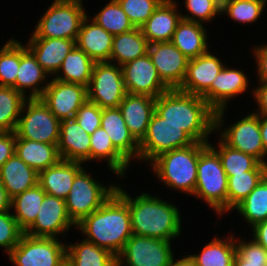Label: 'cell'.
<instances>
[{
    "instance_id": "cell-3",
    "label": "cell",
    "mask_w": 267,
    "mask_h": 266,
    "mask_svg": "<svg viewBox=\"0 0 267 266\" xmlns=\"http://www.w3.org/2000/svg\"><path fill=\"white\" fill-rule=\"evenodd\" d=\"M115 191L128 204L134 235L171 241L181 234V216L175 205L144 192L132 199L118 186Z\"/></svg>"
},
{
    "instance_id": "cell-42",
    "label": "cell",
    "mask_w": 267,
    "mask_h": 266,
    "mask_svg": "<svg viewBox=\"0 0 267 266\" xmlns=\"http://www.w3.org/2000/svg\"><path fill=\"white\" fill-rule=\"evenodd\" d=\"M267 0H221V14L226 13L234 21L252 23L263 12Z\"/></svg>"
},
{
    "instance_id": "cell-19",
    "label": "cell",
    "mask_w": 267,
    "mask_h": 266,
    "mask_svg": "<svg viewBox=\"0 0 267 266\" xmlns=\"http://www.w3.org/2000/svg\"><path fill=\"white\" fill-rule=\"evenodd\" d=\"M224 66L220 59L210 52L189 59L185 79L178 90L202 96Z\"/></svg>"
},
{
    "instance_id": "cell-15",
    "label": "cell",
    "mask_w": 267,
    "mask_h": 266,
    "mask_svg": "<svg viewBox=\"0 0 267 266\" xmlns=\"http://www.w3.org/2000/svg\"><path fill=\"white\" fill-rule=\"evenodd\" d=\"M41 99L60 121L73 119L80 107L88 100L87 87L53 78L47 83Z\"/></svg>"
},
{
    "instance_id": "cell-14",
    "label": "cell",
    "mask_w": 267,
    "mask_h": 266,
    "mask_svg": "<svg viewBox=\"0 0 267 266\" xmlns=\"http://www.w3.org/2000/svg\"><path fill=\"white\" fill-rule=\"evenodd\" d=\"M247 79L241 70L224 66L212 81L211 87L201 96L215 111L216 130L223 126V114L230 98L247 90Z\"/></svg>"
},
{
    "instance_id": "cell-16",
    "label": "cell",
    "mask_w": 267,
    "mask_h": 266,
    "mask_svg": "<svg viewBox=\"0 0 267 266\" xmlns=\"http://www.w3.org/2000/svg\"><path fill=\"white\" fill-rule=\"evenodd\" d=\"M148 55L162 81L170 89H178L185 79L189 59L171 41L149 44Z\"/></svg>"
},
{
    "instance_id": "cell-18",
    "label": "cell",
    "mask_w": 267,
    "mask_h": 266,
    "mask_svg": "<svg viewBox=\"0 0 267 266\" xmlns=\"http://www.w3.org/2000/svg\"><path fill=\"white\" fill-rule=\"evenodd\" d=\"M75 225L69 218L65 200L45 195L34 223L24 232L34 237L56 238Z\"/></svg>"
},
{
    "instance_id": "cell-53",
    "label": "cell",
    "mask_w": 267,
    "mask_h": 266,
    "mask_svg": "<svg viewBox=\"0 0 267 266\" xmlns=\"http://www.w3.org/2000/svg\"><path fill=\"white\" fill-rule=\"evenodd\" d=\"M11 210V198L0 181V212Z\"/></svg>"
},
{
    "instance_id": "cell-36",
    "label": "cell",
    "mask_w": 267,
    "mask_h": 266,
    "mask_svg": "<svg viewBox=\"0 0 267 266\" xmlns=\"http://www.w3.org/2000/svg\"><path fill=\"white\" fill-rule=\"evenodd\" d=\"M236 255L234 237L222 240L214 238L203 248L200 255H190L197 266H233Z\"/></svg>"
},
{
    "instance_id": "cell-43",
    "label": "cell",
    "mask_w": 267,
    "mask_h": 266,
    "mask_svg": "<svg viewBox=\"0 0 267 266\" xmlns=\"http://www.w3.org/2000/svg\"><path fill=\"white\" fill-rule=\"evenodd\" d=\"M20 66V42L7 41L0 49V86L12 87Z\"/></svg>"
},
{
    "instance_id": "cell-55",
    "label": "cell",
    "mask_w": 267,
    "mask_h": 266,
    "mask_svg": "<svg viewBox=\"0 0 267 266\" xmlns=\"http://www.w3.org/2000/svg\"><path fill=\"white\" fill-rule=\"evenodd\" d=\"M170 266H197L194 259L188 255L187 257L185 256L184 258L177 260L174 262V258L172 257Z\"/></svg>"
},
{
    "instance_id": "cell-28",
    "label": "cell",
    "mask_w": 267,
    "mask_h": 266,
    "mask_svg": "<svg viewBox=\"0 0 267 266\" xmlns=\"http://www.w3.org/2000/svg\"><path fill=\"white\" fill-rule=\"evenodd\" d=\"M39 174L16 154L0 167V181L10 198L36 186Z\"/></svg>"
},
{
    "instance_id": "cell-30",
    "label": "cell",
    "mask_w": 267,
    "mask_h": 266,
    "mask_svg": "<svg viewBox=\"0 0 267 266\" xmlns=\"http://www.w3.org/2000/svg\"><path fill=\"white\" fill-rule=\"evenodd\" d=\"M206 32L202 23L182 19L171 42L188 58L193 59L208 52Z\"/></svg>"
},
{
    "instance_id": "cell-12",
    "label": "cell",
    "mask_w": 267,
    "mask_h": 266,
    "mask_svg": "<svg viewBox=\"0 0 267 266\" xmlns=\"http://www.w3.org/2000/svg\"><path fill=\"white\" fill-rule=\"evenodd\" d=\"M171 241L132 235L117 258V266H170ZM125 260V261H124Z\"/></svg>"
},
{
    "instance_id": "cell-47",
    "label": "cell",
    "mask_w": 267,
    "mask_h": 266,
    "mask_svg": "<svg viewBox=\"0 0 267 266\" xmlns=\"http://www.w3.org/2000/svg\"><path fill=\"white\" fill-rule=\"evenodd\" d=\"M236 245V255L246 264L267 266V250L255 240L240 241Z\"/></svg>"
},
{
    "instance_id": "cell-54",
    "label": "cell",
    "mask_w": 267,
    "mask_h": 266,
    "mask_svg": "<svg viewBox=\"0 0 267 266\" xmlns=\"http://www.w3.org/2000/svg\"><path fill=\"white\" fill-rule=\"evenodd\" d=\"M260 134L264 146V151L267 154V115L260 114Z\"/></svg>"
},
{
    "instance_id": "cell-51",
    "label": "cell",
    "mask_w": 267,
    "mask_h": 266,
    "mask_svg": "<svg viewBox=\"0 0 267 266\" xmlns=\"http://www.w3.org/2000/svg\"><path fill=\"white\" fill-rule=\"evenodd\" d=\"M261 85L258 86L254 91V97L258 102L259 109L255 111L256 114L267 115V83L260 82ZM259 111V112H258Z\"/></svg>"
},
{
    "instance_id": "cell-13",
    "label": "cell",
    "mask_w": 267,
    "mask_h": 266,
    "mask_svg": "<svg viewBox=\"0 0 267 266\" xmlns=\"http://www.w3.org/2000/svg\"><path fill=\"white\" fill-rule=\"evenodd\" d=\"M126 93L157 98L170 88L162 81L148 53L121 66Z\"/></svg>"
},
{
    "instance_id": "cell-35",
    "label": "cell",
    "mask_w": 267,
    "mask_h": 266,
    "mask_svg": "<svg viewBox=\"0 0 267 266\" xmlns=\"http://www.w3.org/2000/svg\"><path fill=\"white\" fill-rule=\"evenodd\" d=\"M108 166L117 175L123 176L128 162L115 148L107 132L99 127L90 135V160L105 159Z\"/></svg>"
},
{
    "instance_id": "cell-8",
    "label": "cell",
    "mask_w": 267,
    "mask_h": 266,
    "mask_svg": "<svg viewBox=\"0 0 267 266\" xmlns=\"http://www.w3.org/2000/svg\"><path fill=\"white\" fill-rule=\"evenodd\" d=\"M27 100V103L25 101L23 104L15 129L16 137L41 143L58 144L60 120L55 117L41 98H28ZM24 110L26 111L25 115L22 114Z\"/></svg>"
},
{
    "instance_id": "cell-22",
    "label": "cell",
    "mask_w": 267,
    "mask_h": 266,
    "mask_svg": "<svg viewBox=\"0 0 267 266\" xmlns=\"http://www.w3.org/2000/svg\"><path fill=\"white\" fill-rule=\"evenodd\" d=\"M111 139L114 148L129 162L139 160V142L128 129L119 107L102 109L101 126Z\"/></svg>"
},
{
    "instance_id": "cell-7",
    "label": "cell",
    "mask_w": 267,
    "mask_h": 266,
    "mask_svg": "<svg viewBox=\"0 0 267 266\" xmlns=\"http://www.w3.org/2000/svg\"><path fill=\"white\" fill-rule=\"evenodd\" d=\"M116 185L102 186L86 173L84 168L74 178L71 190L65 199L69 218L79 224L97 210L116 190Z\"/></svg>"
},
{
    "instance_id": "cell-1",
    "label": "cell",
    "mask_w": 267,
    "mask_h": 266,
    "mask_svg": "<svg viewBox=\"0 0 267 266\" xmlns=\"http://www.w3.org/2000/svg\"><path fill=\"white\" fill-rule=\"evenodd\" d=\"M155 112L194 142L208 143V135L215 130V111L198 95L170 89L155 99Z\"/></svg>"
},
{
    "instance_id": "cell-38",
    "label": "cell",
    "mask_w": 267,
    "mask_h": 266,
    "mask_svg": "<svg viewBox=\"0 0 267 266\" xmlns=\"http://www.w3.org/2000/svg\"><path fill=\"white\" fill-rule=\"evenodd\" d=\"M234 209L243 215L251 227L267 220V174Z\"/></svg>"
},
{
    "instance_id": "cell-6",
    "label": "cell",
    "mask_w": 267,
    "mask_h": 266,
    "mask_svg": "<svg viewBox=\"0 0 267 266\" xmlns=\"http://www.w3.org/2000/svg\"><path fill=\"white\" fill-rule=\"evenodd\" d=\"M82 0H54L43 14L31 38L76 40L83 19L87 16Z\"/></svg>"
},
{
    "instance_id": "cell-23",
    "label": "cell",
    "mask_w": 267,
    "mask_h": 266,
    "mask_svg": "<svg viewBox=\"0 0 267 266\" xmlns=\"http://www.w3.org/2000/svg\"><path fill=\"white\" fill-rule=\"evenodd\" d=\"M155 99L147 95L126 93L119 105L128 129L138 142L146 134L151 116L155 111Z\"/></svg>"
},
{
    "instance_id": "cell-21",
    "label": "cell",
    "mask_w": 267,
    "mask_h": 266,
    "mask_svg": "<svg viewBox=\"0 0 267 266\" xmlns=\"http://www.w3.org/2000/svg\"><path fill=\"white\" fill-rule=\"evenodd\" d=\"M177 3L163 0L147 21L140 27L149 44L172 40L182 14L177 13Z\"/></svg>"
},
{
    "instance_id": "cell-10",
    "label": "cell",
    "mask_w": 267,
    "mask_h": 266,
    "mask_svg": "<svg viewBox=\"0 0 267 266\" xmlns=\"http://www.w3.org/2000/svg\"><path fill=\"white\" fill-rule=\"evenodd\" d=\"M194 141L180 127L167 123L155 111L147 131L139 142V160L153 161L159 155L192 145Z\"/></svg>"
},
{
    "instance_id": "cell-27",
    "label": "cell",
    "mask_w": 267,
    "mask_h": 266,
    "mask_svg": "<svg viewBox=\"0 0 267 266\" xmlns=\"http://www.w3.org/2000/svg\"><path fill=\"white\" fill-rule=\"evenodd\" d=\"M46 75L48 74L37 62L33 53L27 48V46L25 47L20 44V66L16 75V82L12 87L25 97L27 96L25 94V89L30 88L31 93L27 98H41L47 84H45L46 86L42 88L38 85H40V82L43 83L42 81L45 80Z\"/></svg>"
},
{
    "instance_id": "cell-26",
    "label": "cell",
    "mask_w": 267,
    "mask_h": 266,
    "mask_svg": "<svg viewBox=\"0 0 267 266\" xmlns=\"http://www.w3.org/2000/svg\"><path fill=\"white\" fill-rule=\"evenodd\" d=\"M80 162L60 159L55 165L39 173L38 184L47 195L66 199L74 178L83 169Z\"/></svg>"
},
{
    "instance_id": "cell-40",
    "label": "cell",
    "mask_w": 267,
    "mask_h": 266,
    "mask_svg": "<svg viewBox=\"0 0 267 266\" xmlns=\"http://www.w3.org/2000/svg\"><path fill=\"white\" fill-rule=\"evenodd\" d=\"M25 101L13 87L0 86V132L15 131Z\"/></svg>"
},
{
    "instance_id": "cell-33",
    "label": "cell",
    "mask_w": 267,
    "mask_h": 266,
    "mask_svg": "<svg viewBox=\"0 0 267 266\" xmlns=\"http://www.w3.org/2000/svg\"><path fill=\"white\" fill-rule=\"evenodd\" d=\"M95 62L81 49L75 46L65 57L54 79L62 82L88 86ZM61 75V76H60Z\"/></svg>"
},
{
    "instance_id": "cell-46",
    "label": "cell",
    "mask_w": 267,
    "mask_h": 266,
    "mask_svg": "<svg viewBox=\"0 0 267 266\" xmlns=\"http://www.w3.org/2000/svg\"><path fill=\"white\" fill-rule=\"evenodd\" d=\"M8 212H0V246L5 248L7 254L16 247L24 234L13 214Z\"/></svg>"
},
{
    "instance_id": "cell-34",
    "label": "cell",
    "mask_w": 267,
    "mask_h": 266,
    "mask_svg": "<svg viewBox=\"0 0 267 266\" xmlns=\"http://www.w3.org/2000/svg\"><path fill=\"white\" fill-rule=\"evenodd\" d=\"M46 193L39 184L11 198L13 217L20 229L25 232L35 221Z\"/></svg>"
},
{
    "instance_id": "cell-11",
    "label": "cell",
    "mask_w": 267,
    "mask_h": 266,
    "mask_svg": "<svg viewBox=\"0 0 267 266\" xmlns=\"http://www.w3.org/2000/svg\"><path fill=\"white\" fill-rule=\"evenodd\" d=\"M126 95L122 68L112 62L94 64L87 86L88 101L102 109L119 107Z\"/></svg>"
},
{
    "instance_id": "cell-39",
    "label": "cell",
    "mask_w": 267,
    "mask_h": 266,
    "mask_svg": "<svg viewBox=\"0 0 267 266\" xmlns=\"http://www.w3.org/2000/svg\"><path fill=\"white\" fill-rule=\"evenodd\" d=\"M266 174L267 170H251L228 177L227 212L244 200Z\"/></svg>"
},
{
    "instance_id": "cell-49",
    "label": "cell",
    "mask_w": 267,
    "mask_h": 266,
    "mask_svg": "<svg viewBox=\"0 0 267 266\" xmlns=\"http://www.w3.org/2000/svg\"><path fill=\"white\" fill-rule=\"evenodd\" d=\"M15 145V131L0 132V167L15 154Z\"/></svg>"
},
{
    "instance_id": "cell-32",
    "label": "cell",
    "mask_w": 267,
    "mask_h": 266,
    "mask_svg": "<svg viewBox=\"0 0 267 266\" xmlns=\"http://www.w3.org/2000/svg\"><path fill=\"white\" fill-rule=\"evenodd\" d=\"M67 262L70 266H117L115 255L85 239L67 245Z\"/></svg>"
},
{
    "instance_id": "cell-9",
    "label": "cell",
    "mask_w": 267,
    "mask_h": 266,
    "mask_svg": "<svg viewBox=\"0 0 267 266\" xmlns=\"http://www.w3.org/2000/svg\"><path fill=\"white\" fill-rule=\"evenodd\" d=\"M9 258L17 266H61L67 261V246L56 238L24 233Z\"/></svg>"
},
{
    "instance_id": "cell-5",
    "label": "cell",
    "mask_w": 267,
    "mask_h": 266,
    "mask_svg": "<svg viewBox=\"0 0 267 266\" xmlns=\"http://www.w3.org/2000/svg\"><path fill=\"white\" fill-rule=\"evenodd\" d=\"M215 147L207 143L199 153L194 194L207 202L219 215L227 212L228 177Z\"/></svg>"
},
{
    "instance_id": "cell-37",
    "label": "cell",
    "mask_w": 267,
    "mask_h": 266,
    "mask_svg": "<svg viewBox=\"0 0 267 266\" xmlns=\"http://www.w3.org/2000/svg\"><path fill=\"white\" fill-rule=\"evenodd\" d=\"M219 150H215L220 157L222 167L227 177L251 170H267V165L261 163L250 154H246L226 145L222 140L219 142Z\"/></svg>"
},
{
    "instance_id": "cell-41",
    "label": "cell",
    "mask_w": 267,
    "mask_h": 266,
    "mask_svg": "<svg viewBox=\"0 0 267 266\" xmlns=\"http://www.w3.org/2000/svg\"><path fill=\"white\" fill-rule=\"evenodd\" d=\"M91 20H94L113 36L135 28L117 0L109 1Z\"/></svg>"
},
{
    "instance_id": "cell-20",
    "label": "cell",
    "mask_w": 267,
    "mask_h": 266,
    "mask_svg": "<svg viewBox=\"0 0 267 266\" xmlns=\"http://www.w3.org/2000/svg\"><path fill=\"white\" fill-rule=\"evenodd\" d=\"M61 159L84 163L90 160V135L75 118L60 121V134L57 144Z\"/></svg>"
},
{
    "instance_id": "cell-25",
    "label": "cell",
    "mask_w": 267,
    "mask_h": 266,
    "mask_svg": "<svg viewBox=\"0 0 267 266\" xmlns=\"http://www.w3.org/2000/svg\"><path fill=\"white\" fill-rule=\"evenodd\" d=\"M88 21V16L82 21L76 39V46L83 50L95 63L110 62L113 35L94 20L90 23Z\"/></svg>"
},
{
    "instance_id": "cell-29",
    "label": "cell",
    "mask_w": 267,
    "mask_h": 266,
    "mask_svg": "<svg viewBox=\"0 0 267 266\" xmlns=\"http://www.w3.org/2000/svg\"><path fill=\"white\" fill-rule=\"evenodd\" d=\"M15 154L38 174L61 159L57 144L41 143L20 137H16Z\"/></svg>"
},
{
    "instance_id": "cell-57",
    "label": "cell",
    "mask_w": 267,
    "mask_h": 266,
    "mask_svg": "<svg viewBox=\"0 0 267 266\" xmlns=\"http://www.w3.org/2000/svg\"><path fill=\"white\" fill-rule=\"evenodd\" d=\"M61 266H70V264L66 261L63 265Z\"/></svg>"
},
{
    "instance_id": "cell-56",
    "label": "cell",
    "mask_w": 267,
    "mask_h": 266,
    "mask_svg": "<svg viewBox=\"0 0 267 266\" xmlns=\"http://www.w3.org/2000/svg\"><path fill=\"white\" fill-rule=\"evenodd\" d=\"M233 266H263V265L246 264V262L241 260L237 255H235Z\"/></svg>"
},
{
    "instance_id": "cell-31",
    "label": "cell",
    "mask_w": 267,
    "mask_h": 266,
    "mask_svg": "<svg viewBox=\"0 0 267 266\" xmlns=\"http://www.w3.org/2000/svg\"><path fill=\"white\" fill-rule=\"evenodd\" d=\"M148 40L140 28L113 36L110 62L117 60V65L140 58L148 53Z\"/></svg>"
},
{
    "instance_id": "cell-2",
    "label": "cell",
    "mask_w": 267,
    "mask_h": 266,
    "mask_svg": "<svg viewBox=\"0 0 267 266\" xmlns=\"http://www.w3.org/2000/svg\"><path fill=\"white\" fill-rule=\"evenodd\" d=\"M76 226L86 235L85 240L116 257L133 235L128 204L116 191Z\"/></svg>"
},
{
    "instance_id": "cell-4",
    "label": "cell",
    "mask_w": 267,
    "mask_h": 266,
    "mask_svg": "<svg viewBox=\"0 0 267 266\" xmlns=\"http://www.w3.org/2000/svg\"><path fill=\"white\" fill-rule=\"evenodd\" d=\"M206 144L194 142L187 147L165 152L151 162V167L165 185L193 195L197 181L199 153Z\"/></svg>"
},
{
    "instance_id": "cell-45",
    "label": "cell",
    "mask_w": 267,
    "mask_h": 266,
    "mask_svg": "<svg viewBox=\"0 0 267 266\" xmlns=\"http://www.w3.org/2000/svg\"><path fill=\"white\" fill-rule=\"evenodd\" d=\"M184 3L191 16H181L187 21L202 22L203 24L221 14V0H185Z\"/></svg>"
},
{
    "instance_id": "cell-24",
    "label": "cell",
    "mask_w": 267,
    "mask_h": 266,
    "mask_svg": "<svg viewBox=\"0 0 267 266\" xmlns=\"http://www.w3.org/2000/svg\"><path fill=\"white\" fill-rule=\"evenodd\" d=\"M27 48L47 74H59L63 60L76 46V40L62 38H30Z\"/></svg>"
},
{
    "instance_id": "cell-50",
    "label": "cell",
    "mask_w": 267,
    "mask_h": 266,
    "mask_svg": "<svg viewBox=\"0 0 267 266\" xmlns=\"http://www.w3.org/2000/svg\"><path fill=\"white\" fill-rule=\"evenodd\" d=\"M253 51L256 56L258 77L260 82L267 83V45L255 47Z\"/></svg>"
},
{
    "instance_id": "cell-44",
    "label": "cell",
    "mask_w": 267,
    "mask_h": 266,
    "mask_svg": "<svg viewBox=\"0 0 267 266\" xmlns=\"http://www.w3.org/2000/svg\"><path fill=\"white\" fill-rule=\"evenodd\" d=\"M135 28H140L163 0H117Z\"/></svg>"
},
{
    "instance_id": "cell-48",
    "label": "cell",
    "mask_w": 267,
    "mask_h": 266,
    "mask_svg": "<svg viewBox=\"0 0 267 266\" xmlns=\"http://www.w3.org/2000/svg\"><path fill=\"white\" fill-rule=\"evenodd\" d=\"M102 108L88 100L80 107L75 115L79 125L91 135L101 126Z\"/></svg>"
},
{
    "instance_id": "cell-17",
    "label": "cell",
    "mask_w": 267,
    "mask_h": 266,
    "mask_svg": "<svg viewBox=\"0 0 267 266\" xmlns=\"http://www.w3.org/2000/svg\"><path fill=\"white\" fill-rule=\"evenodd\" d=\"M226 129L223 130L220 140L267 165V161L263 159L267 154L260 134V114L251 113Z\"/></svg>"
},
{
    "instance_id": "cell-52",
    "label": "cell",
    "mask_w": 267,
    "mask_h": 266,
    "mask_svg": "<svg viewBox=\"0 0 267 266\" xmlns=\"http://www.w3.org/2000/svg\"><path fill=\"white\" fill-rule=\"evenodd\" d=\"M252 228L254 240L267 250V220L255 224Z\"/></svg>"
}]
</instances>
